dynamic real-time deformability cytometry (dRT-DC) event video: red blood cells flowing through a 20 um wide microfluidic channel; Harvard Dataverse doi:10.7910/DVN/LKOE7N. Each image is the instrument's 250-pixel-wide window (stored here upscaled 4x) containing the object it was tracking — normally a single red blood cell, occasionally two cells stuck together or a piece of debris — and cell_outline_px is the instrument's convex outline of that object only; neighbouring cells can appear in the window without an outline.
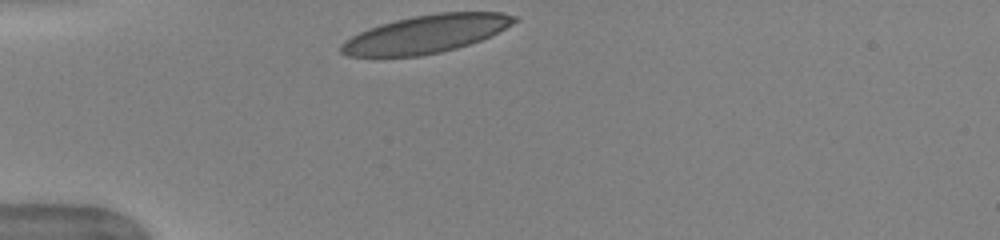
{"species": "human", "species_latin": "Homo sapiens", "temperature_condition": "warm", "stored_images_in_passage": 29, "camera_frame_rate_fps": 3000, "um_per_image_px": 0.085, "donor": {"sex": "female"}, "frame": {"image": 1, "passage_image": 1, "time_ms": 0.0, "image_size_px": [1000, 240], "cell_outline_px": [[520, 20], [480, 40], [456, 48], [440, 52], [420, 56], [348, 56], [340, 52], [340, 44], [344, 40], [368, 28], [380, 24], [396, 20], [416, 16], [440, 12], [500, 12], [516, 16]], "centroid_in_image_um": [36.19, 2.89], "position_along_channel_um": 48.8, "area_um2": 37.86}, "authors_computed_cell_mechanics": {"area_um2": 37.57, "velocity_mm_per_s": 3.9792, "shape_relaxation_time_tau1_ms": 2.9341, "shape_relaxation_time_tau2_ms": 1.1709, "deformation_change_tau1": 0.1318, "deformation_change_tau2": 0.0621}}